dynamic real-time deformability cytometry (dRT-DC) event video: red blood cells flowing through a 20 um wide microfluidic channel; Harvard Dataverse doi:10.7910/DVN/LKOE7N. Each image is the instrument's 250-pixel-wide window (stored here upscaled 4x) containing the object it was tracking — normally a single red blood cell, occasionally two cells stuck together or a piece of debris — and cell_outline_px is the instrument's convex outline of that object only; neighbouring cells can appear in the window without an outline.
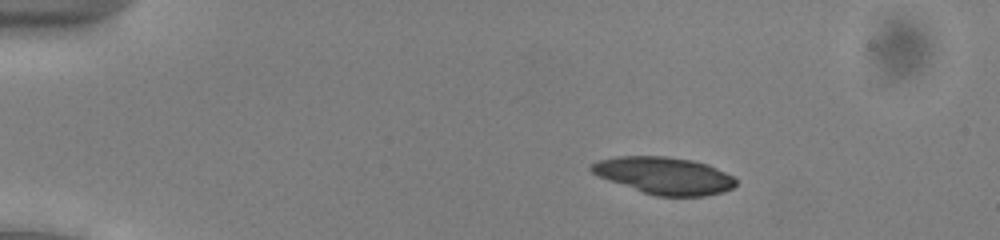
{"species": "common noctule bat (a hibernating species)", "species_latin": "Nyctalus noctula", "temperature_condition": "cold", "stored_images_in_passage": 44, "camera_frame_rate_fps": 3000, "um_per_image_px": 0.085, "animal": {"sex": "male", "body_mass_g": 13.0, "forearm_length_mm": 53.1}, "frame": {"image": 1, "passage_image": 1, "time_ms": 0.0, "image_size_px": [1000, 240], "cell_outline_px": [[736, 184], [732, 188], [724, 192], [704, 196], [656, 196], [608, 180], [592, 172], [588, 168], [588, 164], [596, 160], [616, 156], [664, 156], [692, 160], [708, 164], [732, 176], [736, 180]], "centroid_in_image_um": [56.43, 14.91], "position_along_channel_um": 28.6, "area_um2": 31.21}}